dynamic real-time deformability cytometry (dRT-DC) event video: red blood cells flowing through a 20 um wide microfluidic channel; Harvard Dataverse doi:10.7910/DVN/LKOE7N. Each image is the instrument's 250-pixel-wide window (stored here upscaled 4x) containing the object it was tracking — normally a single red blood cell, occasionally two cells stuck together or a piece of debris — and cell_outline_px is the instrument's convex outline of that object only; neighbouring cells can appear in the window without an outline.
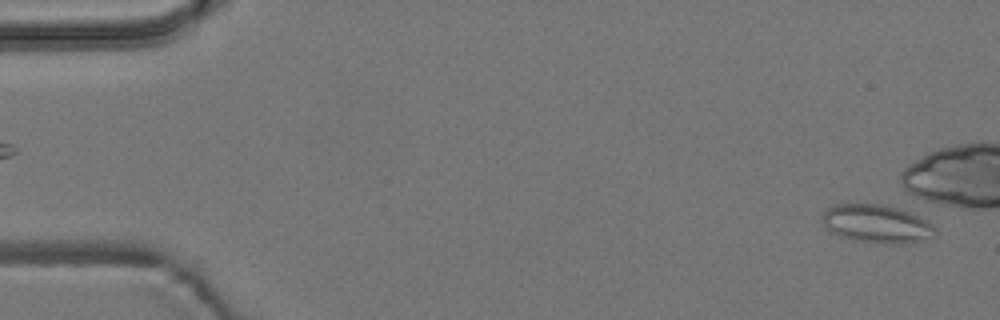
{"species": "common noctule bat (a hibernating species)", "species_latin": "Nyctalus noctula", "temperature_condition": "room temperature", "stored_images_in_passage": 4, "camera_frame_rate_fps": 3000, "um_per_image_px": 0.085, "animal": {"sex": "male", "body_mass_g": 19.2, "forearm_length_mm": 51.8}, "frame": {"image": 1, "passage_image": 4, "time_ms": 3.333, "image_size_px": [1000, 320], "cell_outline_px": [[936, 228], [932, 236], [904, 244], [884, 244], [856, 240], [840, 236], [824, 228], [820, 216], [832, 204], [880, 204], [920, 212]], "centroid_in_image_um": [74.54, 19.0], "position_along_channel_um": 10.5, "area_um2": 25.72}}